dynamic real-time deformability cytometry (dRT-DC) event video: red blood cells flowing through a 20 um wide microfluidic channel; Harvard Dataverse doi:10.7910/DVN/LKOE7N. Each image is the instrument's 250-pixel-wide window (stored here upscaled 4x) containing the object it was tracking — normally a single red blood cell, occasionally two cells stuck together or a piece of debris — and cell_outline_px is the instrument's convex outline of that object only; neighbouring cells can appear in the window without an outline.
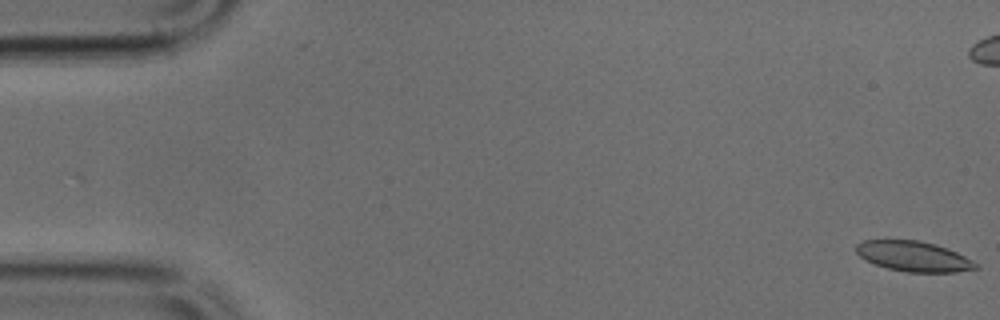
{"species": "common noctule bat (a hibernating species)", "species_latin": "Nyctalus noctula", "temperature_condition": "cold", "stored_images_in_passage": 50, "camera_frame_rate_fps": 3000, "um_per_image_px": 0.085, "animal": {"sex": "male", "body_mass_g": 17.9, "forearm_length_mm": 54.2}, "frame": {"image": 1, "passage_image": 1, "time_ms": 0.0, "image_size_px": [1000, 320], "cell_outline_px": [[980, 268], [956, 272], [908, 272], [888, 268], [864, 260], [856, 252], [856, 244], [864, 240], [920, 240], [936, 244], [948, 248], [980, 264]], "centroid_in_image_um": [77.68, 21.78], "position_along_channel_um": 7.3, "area_um2": 21.15}}
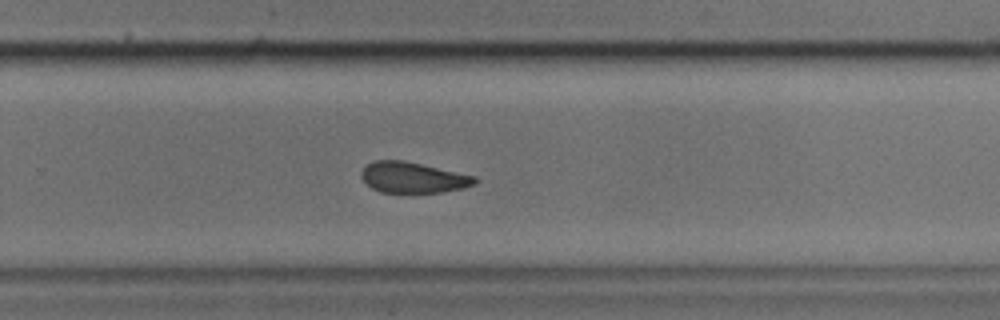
{"frame": {"image": 2, "passage_image": 32, "time_ms": 10.333, "image_size_px": [1000, 320], "cell_outline_px": [[480, 180], [476, 184], [460, 188], [440, 192], [380, 192], [372, 188], [360, 176], [360, 172], [368, 164], [376, 160], [400, 160], [420, 164], [476, 176]], "centroid_in_image_um": [35.11, 15.09], "position_along_channel_um": 294.7, "area_um2": 20.06}}
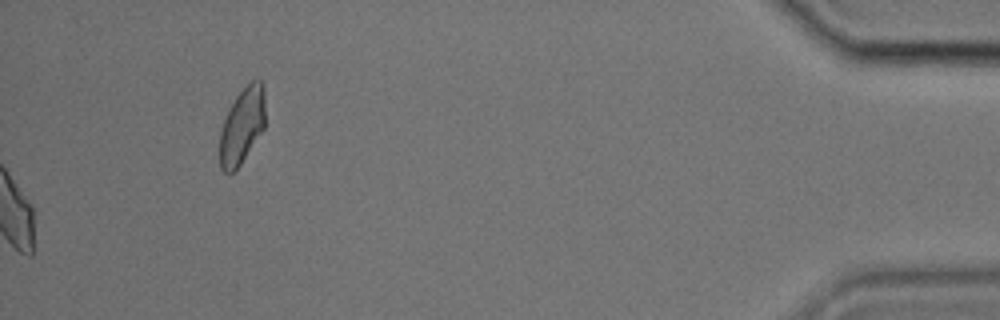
{"frame": {"image": 3, "passage_image": 50, "time_ms": 16.333, "image_size_px": [1000, 320], "cell_outline_px": [[264, 128], [240, 164], [232, 172], [224, 172], [220, 168], [220, 132], [224, 120], [236, 96], [252, 80], [260, 80], [264, 88]], "centroid_in_image_um": [20.57, 10.7], "position_along_channel_um": 414.6, "area_um2": 19.65}}